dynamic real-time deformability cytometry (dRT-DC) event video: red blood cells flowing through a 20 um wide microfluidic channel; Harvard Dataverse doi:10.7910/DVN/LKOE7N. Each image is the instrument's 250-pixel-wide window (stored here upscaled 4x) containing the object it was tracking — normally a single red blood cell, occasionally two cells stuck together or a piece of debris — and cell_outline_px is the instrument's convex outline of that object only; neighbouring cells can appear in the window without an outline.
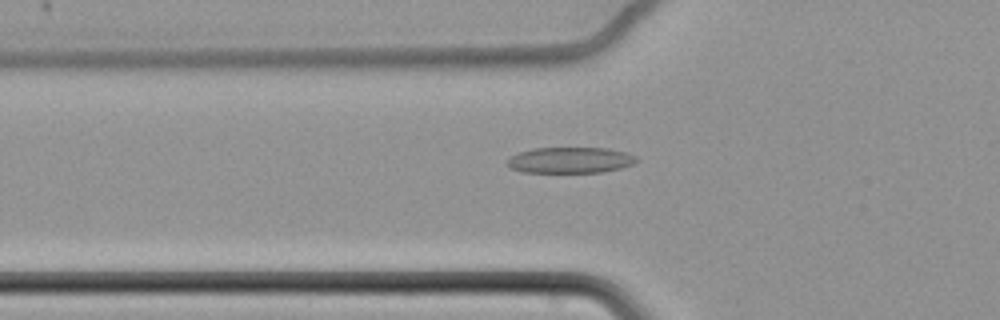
{"species": "common noctule bat (a hibernating species)", "species_latin": "Nyctalus noctula", "temperature_condition": "cold", "stored_images_in_passage": 56, "camera_frame_rate_fps": 3000, "um_per_image_px": 0.085, "animal": {"sex": "female", "body_mass_g": 22.7, "forearm_length_mm": 54.2}, "frame": {"image": 1, "passage_image": 18, "time_ms": 5.667, "image_size_px": [1000, 320], "cell_outline_px": [[640, 160], [632, 164], [620, 168], [604, 172], [520, 172], [508, 168], [504, 164], [512, 156], [520, 152], [532, 148], [608, 148], [628, 152], [636, 156]], "centroid_in_image_um": [48.47, 13.61], "position_along_channel_um": 77.3, "area_um2": 19.77}}
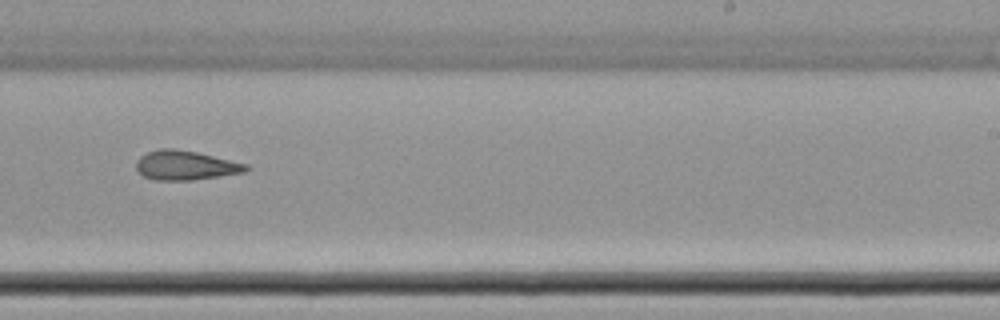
{"frame": {"image": 2, "passage_image": 35, "time_ms": 11.333, "image_size_px": [1000, 320], "cell_outline_px": [[252, 168], [244, 172], [220, 176], [192, 180], [156, 180], [144, 176], [136, 168], [136, 160], [140, 156], [148, 152], [160, 148], [172, 148], [196, 152], [248, 164]], "centroid_in_image_um": [15.78, 14.05], "position_along_channel_um": 273.2, "area_um2": 18.73}}
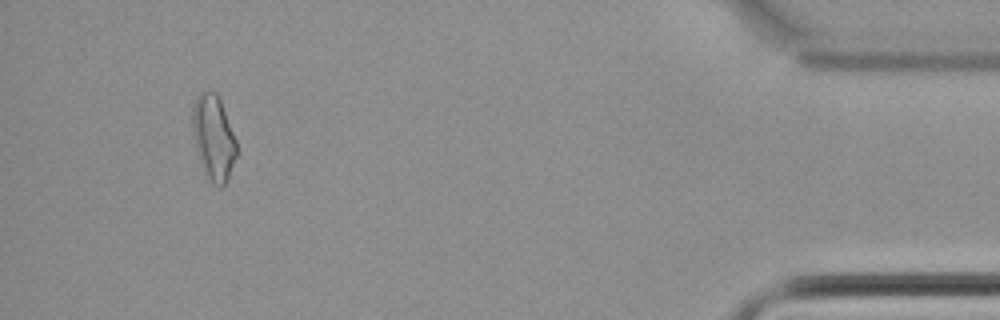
{"frame": {"image": 3, "passage_image": 53, "time_ms": 17.333, "image_size_px": [1000, 320], "cell_outline_px": [[236, 156], [228, 180], [220, 188], [212, 184], [208, 180], [200, 164], [192, 136], [192, 108], [196, 96], [204, 88], [208, 88], [216, 92], [220, 100], [236, 140]], "centroid_in_image_um": [18.11, 11.69], "position_along_channel_um": 417.1, "area_um2": 22.31}, "authors_computed_cell_mechanics": {"area_um2": 19.2763, "velocity_mm_per_s": 3.467, "shape_relaxation_time_tau1_ms": null, "shape_relaxation_time_tau2_ms": 8.8683, "deformation_change_tau1": null, "deformation_change_tau2": 0.197}}